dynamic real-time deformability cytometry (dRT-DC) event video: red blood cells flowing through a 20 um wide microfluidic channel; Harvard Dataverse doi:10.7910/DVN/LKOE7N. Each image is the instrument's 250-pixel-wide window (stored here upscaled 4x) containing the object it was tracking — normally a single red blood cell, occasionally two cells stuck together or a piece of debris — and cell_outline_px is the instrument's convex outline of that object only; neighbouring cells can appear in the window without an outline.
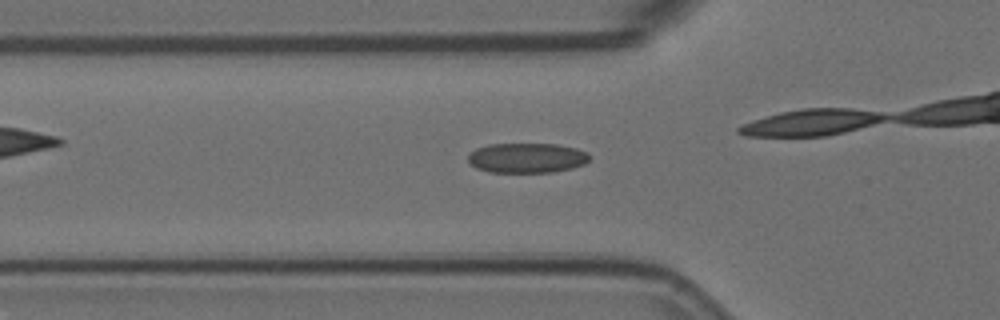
{"species": "Egyptian fruit bat (a non-hibernating species)", "species_latin": "Rousettus aegyptiacus", "temperature_condition": "room temperature", "stored_images_in_passage": 38, "camera_frame_rate_fps": 3000, "um_per_image_px": 0.085, "animal": {"sex": "female"}, "frame": {"image": 1, "passage_image": 12, "time_ms": 3.667, "image_size_px": [1000, 320], "cell_outline_px": [[592, 156], [584, 164], [572, 168], [552, 172], [488, 172], [476, 168], [468, 164], [468, 156], [476, 148], [488, 144], [556, 144], [576, 148], [588, 152]], "centroid_in_image_um": [44.78, 13.42], "position_along_channel_um": 81.0, "area_um2": 21.33}, "authors_computed_cell_mechanics": {"area_um2": 21.0392, "velocity_mm_per_s": 3.574, "shape_relaxation_time_tau1_ms": null, "shape_relaxation_time_tau2_ms": 1.1622, "deformation_change_tau1": null, "deformation_change_tau2": 0.0568}}